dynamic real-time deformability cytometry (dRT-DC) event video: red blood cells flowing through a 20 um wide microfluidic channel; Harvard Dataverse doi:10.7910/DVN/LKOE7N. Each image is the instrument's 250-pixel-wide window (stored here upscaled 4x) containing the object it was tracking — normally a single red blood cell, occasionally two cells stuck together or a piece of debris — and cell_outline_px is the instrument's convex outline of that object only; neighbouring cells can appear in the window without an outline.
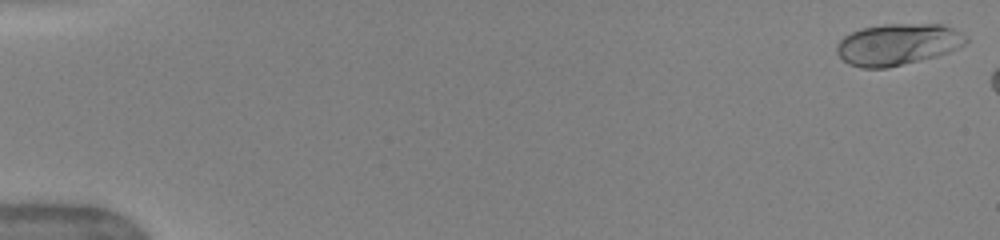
{"species": "human", "species_latin": "Homo sapiens", "temperature_condition": "warm", "stored_images_in_passage": 10, "camera_frame_rate_fps": 3000, "um_per_image_px": 0.085, "donor": {"sex": "female"}, "frame": {"image": 1, "passage_image": 1, "time_ms": 0.0, "image_size_px": [1000, 240], "cell_outline_px": [[968, 40], [964, 44], [948, 52], [936, 56], [888, 68], [860, 68], [848, 64], [836, 52], [836, 44], [844, 36], [860, 28], [884, 24], [940, 24], [952, 28], [968, 36]], "centroid_in_image_um": [76.28, 3.77], "position_along_channel_um": 8.7, "area_um2": 31.27}}